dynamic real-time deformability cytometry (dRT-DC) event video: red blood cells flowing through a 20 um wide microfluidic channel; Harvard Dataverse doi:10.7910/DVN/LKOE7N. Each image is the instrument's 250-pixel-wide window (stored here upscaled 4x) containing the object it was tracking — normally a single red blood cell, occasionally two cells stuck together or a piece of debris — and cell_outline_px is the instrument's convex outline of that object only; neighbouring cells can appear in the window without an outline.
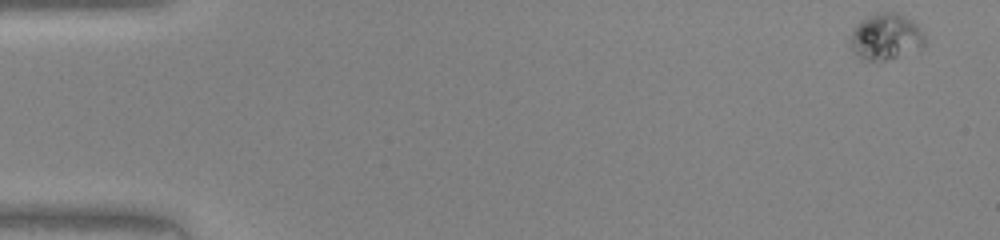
{"species": "human", "species_latin": "Homo sapiens", "temperature_condition": "warm", "stored_images_in_passage": 47, "camera_frame_rate_fps": 3000, "um_per_image_px": 0.085, "donor": {"sex": "female"}, "frame": {"image": 1, "passage_image": 1, "time_ms": 0.0, "image_size_px": [1000, 240], "cell_outline_px": [[924, 48], [880, 64], [860, 60], [852, 52], [848, 44], [848, 40], [852, 28], [860, 20], [876, 12], [900, 12], [912, 20], [924, 32]], "centroid_in_image_um": [75.24, 3.18], "position_along_channel_um": 9.8, "area_um2": 21.44}}
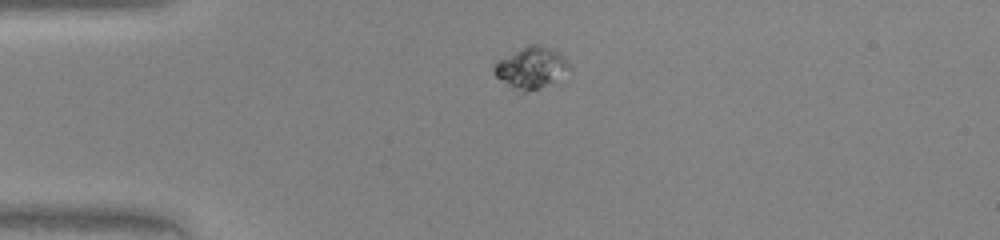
{"frame": {"image": 2, "passage_image": 11, "time_ms": 3.333, "image_size_px": [1000, 240], "cell_outline_px": [[568, 68], [564, 84], [524, 92], [520, 92], [508, 88], [492, 72], [492, 64], [496, 60], [528, 44], [540, 44], [552, 48], [560, 52], [568, 64]], "centroid_in_image_um": [45.17, 5.81], "position_along_channel_um": 39.8, "area_um2": 19.48}}
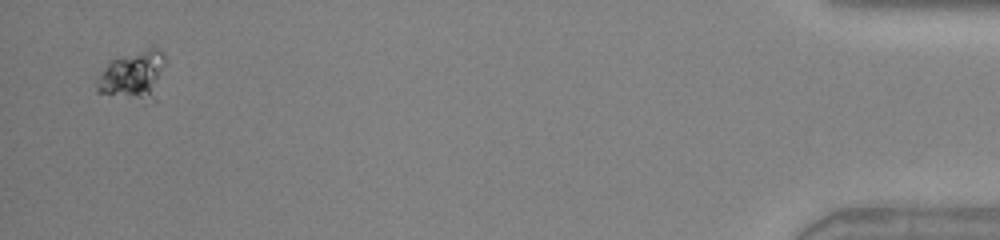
{"frame": {"image": 3, "passage_image": 46, "time_ms": 15.0, "image_size_px": [1000, 240], "cell_outline_px": [[164, 64], [156, 100], [152, 104], [144, 104], [96, 92], [96, 80], [108, 60], [148, 48], [156, 48], [164, 56]], "centroid_in_image_um": [11.3, 6.5], "position_along_channel_um": 423.9, "area_um2": 20.23}}